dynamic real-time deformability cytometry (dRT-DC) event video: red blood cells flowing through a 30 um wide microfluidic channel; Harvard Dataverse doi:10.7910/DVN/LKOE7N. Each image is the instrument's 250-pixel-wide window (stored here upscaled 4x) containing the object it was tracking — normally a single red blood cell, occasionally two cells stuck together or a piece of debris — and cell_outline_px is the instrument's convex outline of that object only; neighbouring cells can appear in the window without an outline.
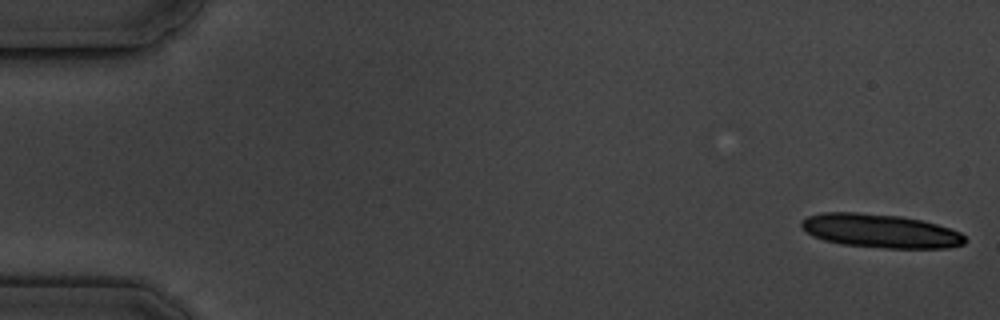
{"species": "common noctule bat (a hibernating species)", "species_latin": "Nyctalus noctula", "temperature_condition": "cold", "stored_images_in_passage": 6, "camera_frame_rate_fps": 3000, "um_per_image_px": 0.085, "animal": {"sex": "male", "body_mass_g": 19.5, "forearm_length_mm": 54.6}, "frame": {"image": 1, "passage_image": 1, "time_ms": 0.0, "image_size_px": [1000, 320], "cell_outline_px": [[968, 240], [964, 244], [948, 248], [888, 248], [840, 244], [824, 240], [812, 236], [800, 224], [800, 220], [808, 216], [824, 212], [856, 212], [900, 216], [920, 220], [936, 224], [960, 232]], "centroid_in_image_um": [74.83, 19.63], "position_along_channel_um": 10.2, "area_um2": 32.08}}
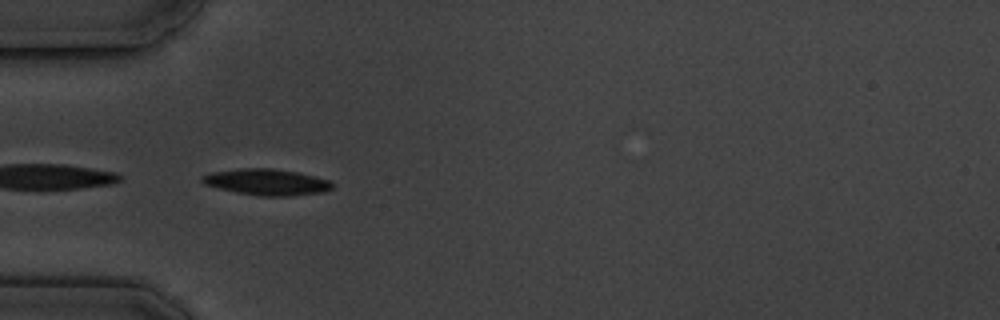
{"frame": {"image": 2, "passage_image": 5, "time_ms": 5.667, "image_size_px": [1000, 320], "cell_outline_px": [[332, 188], [320, 192], [288, 196], [260, 196], [236, 192], [204, 184], [200, 180], [200, 176], [212, 172], [240, 168], [272, 168], [296, 172], [328, 180], [332, 184]], "centroid_in_image_um": [22.6, 15.47], "position_along_channel_um": 62.4, "area_um2": 19.59}}